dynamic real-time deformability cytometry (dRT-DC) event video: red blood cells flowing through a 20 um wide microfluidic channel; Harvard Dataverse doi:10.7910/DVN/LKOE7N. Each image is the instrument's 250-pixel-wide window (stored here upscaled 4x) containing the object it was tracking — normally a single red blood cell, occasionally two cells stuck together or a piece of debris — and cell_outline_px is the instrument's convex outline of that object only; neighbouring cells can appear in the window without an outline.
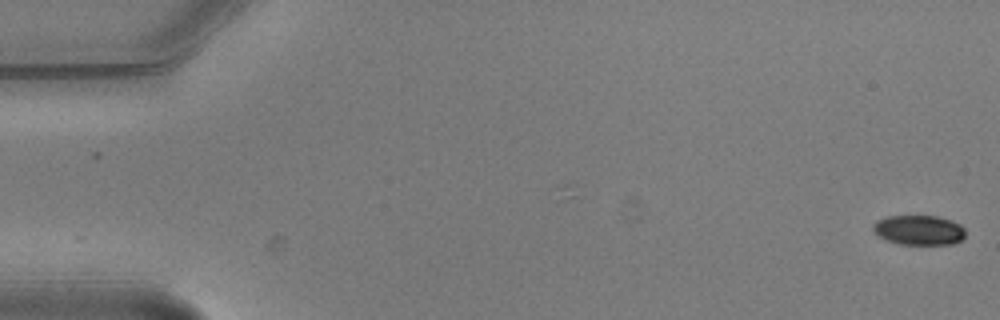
{"species": "common noctule bat (a hibernating species)", "species_latin": "Nyctalus noctula", "temperature_condition": "warm", "stored_images_in_passage": 7, "camera_frame_rate_fps": 3000, "um_per_image_px": 0.085, "animal": {"sex": "male", "body_mass_g": 20.5, "forearm_length_mm": 52.5}, "frame": {"image": 1, "passage_image": 1, "time_ms": 0.0, "image_size_px": [1000, 320], "cell_outline_px": [[964, 236], [960, 240], [952, 244], [900, 244], [884, 240], [872, 228], [872, 224], [876, 220], [888, 216], [936, 216], [952, 220], [960, 224], [964, 228]], "centroid_in_image_um": [78.09, 19.55], "position_along_channel_um": 6.9, "area_um2": 16.01}}
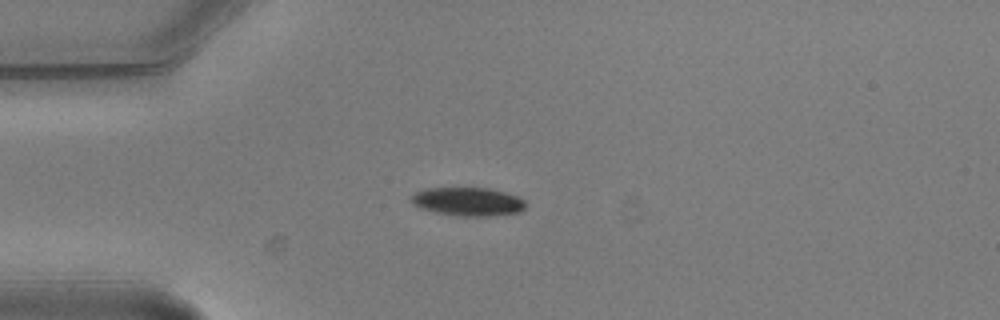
{"frame": {"image": 2, "passage_image": 5, "time_ms": 1.333, "image_size_px": [1000, 320], "cell_outline_px": [[524, 208], [520, 212], [488, 216], [456, 216], [432, 212], [420, 208], [412, 204], [408, 200], [412, 192], [424, 188], [488, 188], [504, 192], [516, 196], [524, 200]], "centroid_in_image_um": [39.66, 17.14], "position_along_channel_um": 45.3, "area_um2": 19.25}}
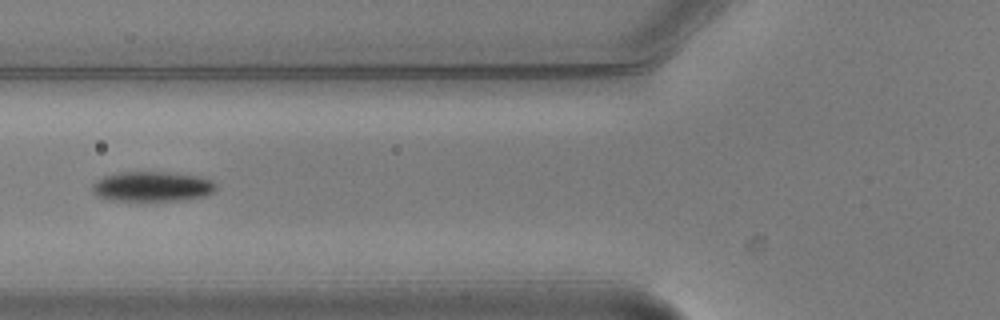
{"frame": {"image": 3, "passage_image": 7, "time_ms": 2.0, "image_size_px": [1000, 320], "cell_outline_px": [[216, 188], [212, 192], [204, 196], [180, 200], [112, 200], [96, 196], [92, 192], [92, 184], [100, 176], [116, 172], [164, 172], [200, 176], [212, 180], [216, 184]], "centroid_in_image_um": [12.88, 15.84], "position_along_channel_um": 112.9, "area_um2": 21.68}}